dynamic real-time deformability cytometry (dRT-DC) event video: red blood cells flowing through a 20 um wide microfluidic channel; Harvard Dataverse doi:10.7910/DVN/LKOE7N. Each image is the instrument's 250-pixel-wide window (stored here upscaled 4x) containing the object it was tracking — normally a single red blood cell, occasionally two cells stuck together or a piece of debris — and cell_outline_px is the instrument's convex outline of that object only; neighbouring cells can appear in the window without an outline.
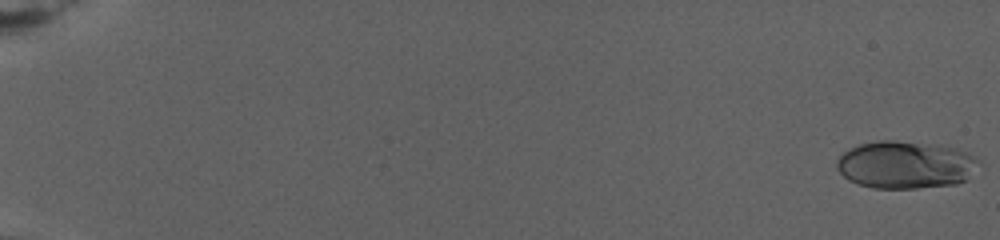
{"species": "human", "species_latin": "Homo sapiens", "temperature_condition": "warm", "stored_images_in_passage": 70, "camera_frame_rate_fps": 3000, "um_per_image_px": 0.085, "donor": {"sex": "female"}, "frame": {"image": 1, "passage_image": 1, "time_ms": 0.0, "image_size_px": [1000, 240], "cell_outline_px": [[980, 160], [964, 180], [956, 184], [916, 188], [872, 188], [848, 180], [836, 168], [836, 160], [844, 152], [860, 144], [880, 140], [892, 140], [952, 148], [964, 152]], "centroid_in_image_um": [76.88, 14.02], "position_along_channel_um": 8.1, "area_um2": 38.44}}
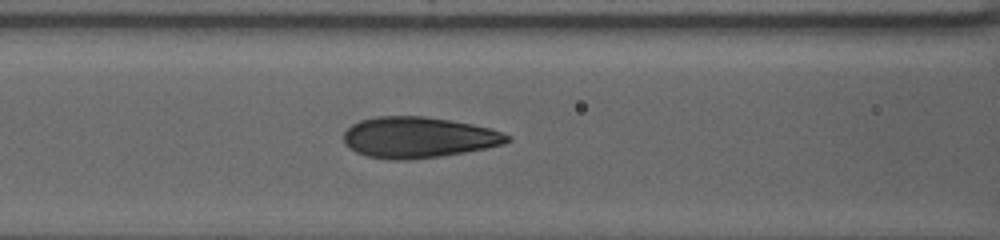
{"frame": {"image": 2, "passage_image": 58, "time_ms": 12.667, "image_size_px": [1000, 240], "cell_outline_px": [[512, 140], [504, 144], [464, 152], [440, 156], [408, 160], [388, 160], [368, 156], [356, 152], [344, 140], [344, 132], [352, 124], [360, 120], [376, 116], [424, 116], [472, 124], [488, 128], [512, 136]], "centroid_in_image_um": [35.56, 11.68], "position_along_channel_um": 131.0, "area_um2": 38.78}}
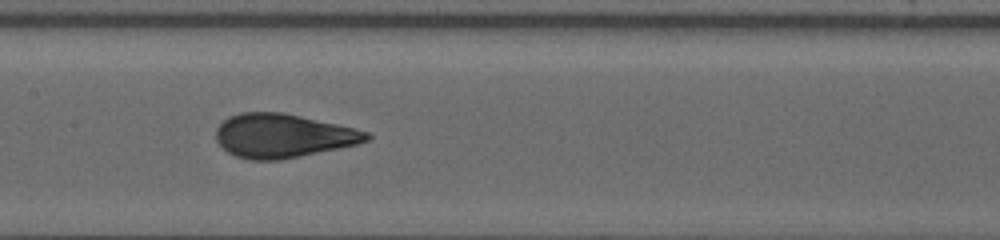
{"frame": {"image": 3, "passage_image": 69, "time_ms": 14.667, "image_size_px": [1000, 240], "cell_outline_px": [[372, 136], [368, 140], [356, 144], [300, 156], [280, 160], [248, 160], [236, 156], [228, 152], [216, 140], [216, 128], [228, 116], [240, 112], [280, 112], [300, 116], [336, 124], [368, 132]], "centroid_in_image_um": [24.0, 11.54], "position_along_channel_um": 183.4, "area_um2": 38.09}}